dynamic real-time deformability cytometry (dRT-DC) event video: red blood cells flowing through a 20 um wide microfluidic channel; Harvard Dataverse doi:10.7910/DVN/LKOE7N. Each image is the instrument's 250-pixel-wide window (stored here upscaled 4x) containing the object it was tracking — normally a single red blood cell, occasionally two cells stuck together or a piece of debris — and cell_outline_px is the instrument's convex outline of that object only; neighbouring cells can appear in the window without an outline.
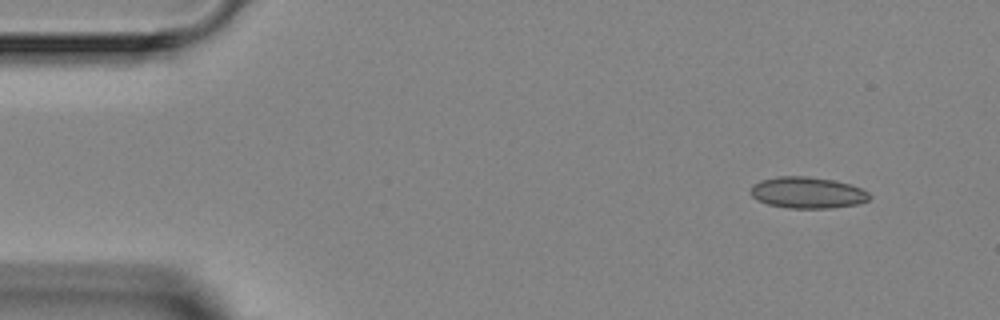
{"species": "Egyptian fruit bat (a non-hibernating species)", "species_latin": "Rousettus aegyptiacus", "temperature_condition": "room temperature", "stored_images_in_passage": 4, "camera_frame_rate_fps": 3000, "um_per_image_px": 0.085, "animal": {"sex": "female"}, "frame": {"image": 1, "passage_image": 1, "time_ms": 0.0, "image_size_px": [1000, 320], "cell_outline_px": [[872, 196], [868, 200], [856, 204], [832, 208], [788, 208], [768, 204], [756, 200], [752, 196], [752, 184], [760, 180], [776, 176], [808, 176], [832, 180], [848, 184], [860, 188], [868, 192]], "centroid_in_image_um": [68.61, 16.37], "position_along_channel_um": 16.4, "area_um2": 21.68}}
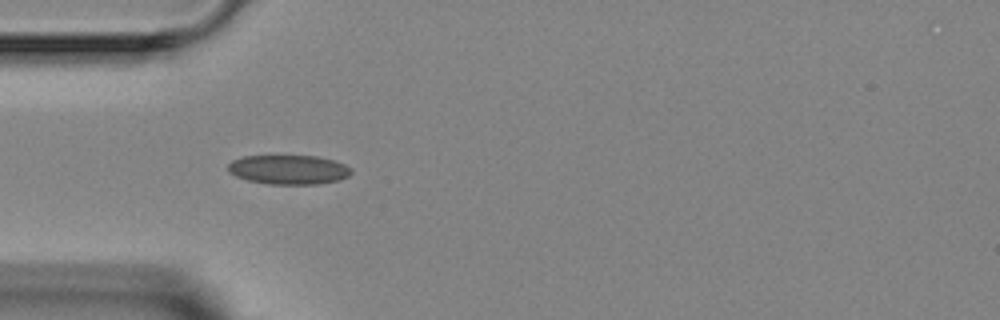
{"frame": {"image": 2, "passage_image": 3, "time_ms": 3.333, "image_size_px": [1000, 320], "cell_outline_px": [[352, 172], [348, 176], [336, 180], [316, 184], [268, 184], [248, 180], [236, 176], [228, 172], [228, 164], [232, 160], [244, 156], [316, 156], [332, 160], [344, 164], [352, 168]], "centroid_in_image_um": [24.51, 14.42], "position_along_channel_um": 60.5, "area_um2": 20.92}}
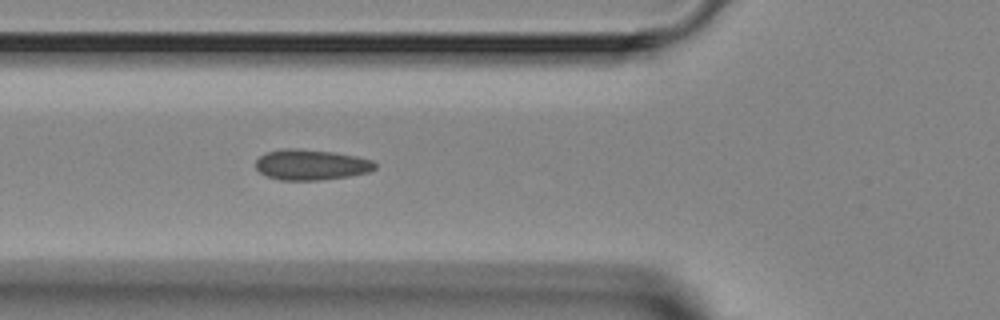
{"frame": {"image": 3, "passage_image": 4, "time_ms": 4.333, "image_size_px": [1000, 320], "cell_outline_px": [[376, 168], [368, 172], [352, 176], [316, 180], [280, 180], [268, 176], [260, 172], [256, 168], [256, 160], [264, 152], [284, 148], [296, 148], [332, 152], [356, 156], [372, 160], [376, 164]], "centroid_in_image_um": [26.43, 14.0], "position_along_channel_um": 99.4, "area_um2": 21.27}}